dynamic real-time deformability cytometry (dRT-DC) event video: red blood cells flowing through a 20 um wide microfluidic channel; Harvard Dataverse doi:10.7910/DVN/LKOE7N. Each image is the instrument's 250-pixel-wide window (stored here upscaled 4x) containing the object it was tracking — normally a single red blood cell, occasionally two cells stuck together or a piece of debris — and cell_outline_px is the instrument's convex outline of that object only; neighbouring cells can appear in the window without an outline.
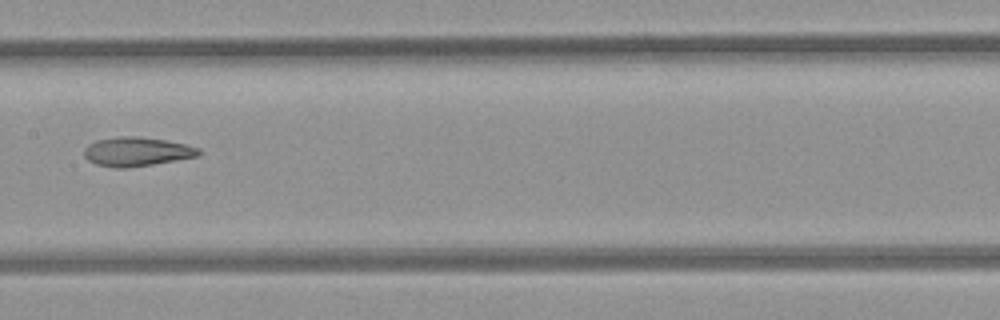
{"species": "common noctule bat (a hibernating species)", "species_latin": "Nyctalus noctula", "temperature_condition": "room temperature", "stored_images_in_passage": 10, "camera_frame_rate_fps": 3000, "um_per_image_px": 0.085, "animal": {"sex": "female", "body_mass_g": 21.9}, "frame": {"image": 1, "passage_image": 9, "time_ms": 10.0, "image_size_px": [1000, 320], "cell_outline_px": [[200, 152], [196, 156], [152, 164], [124, 168], [116, 168], [96, 164], [88, 160], [84, 156], [84, 148], [88, 144], [96, 140], [120, 136], [140, 136], [164, 140], [184, 144], [200, 148]], "centroid_in_image_um": [11.57, 12.88], "position_along_channel_um": 195.8, "area_um2": 19.19}}
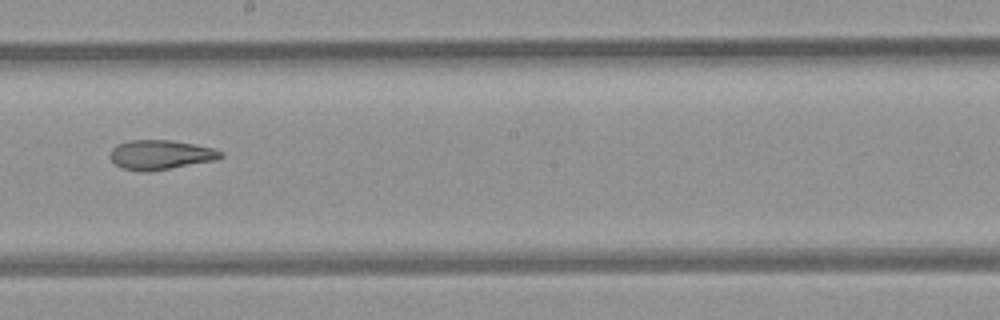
{"frame": {"image": 2, "passage_image": 10, "time_ms": 11.0, "image_size_px": [1000, 320], "cell_outline_px": [[224, 156], [216, 160], [148, 172], [140, 172], [120, 168], [108, 156], [112, 148], [128, 140], [172, 140], [212, 148], [224, 152]], "centroid_in_image_um": [13.63, 13.16], "position_along_channel_um": 234.6, "area_um2": 19.07}}